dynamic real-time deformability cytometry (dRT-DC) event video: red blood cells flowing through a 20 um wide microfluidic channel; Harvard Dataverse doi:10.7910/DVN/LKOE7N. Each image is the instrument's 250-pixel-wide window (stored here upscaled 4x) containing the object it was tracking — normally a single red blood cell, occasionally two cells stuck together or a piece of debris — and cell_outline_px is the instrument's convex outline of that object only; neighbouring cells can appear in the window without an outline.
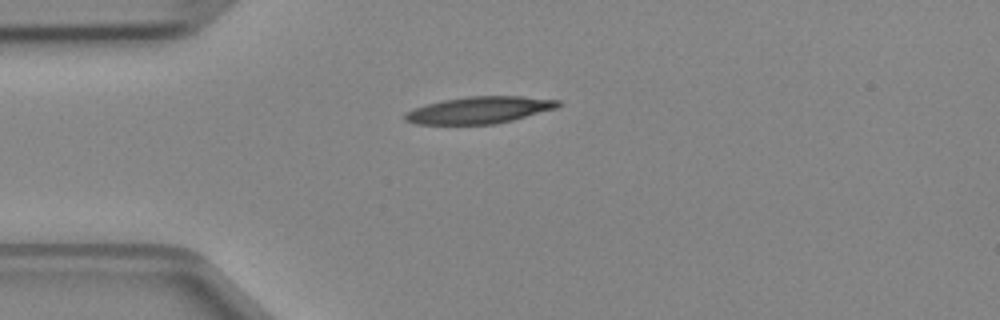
{"species": "Egyptian fruit bat (a non-hibernating species)", "species_latin": "Rousettus aegyptiacus", "temperature_condition": "cold", "stored_images_in_passage": 1, "camera_frame_rate_fps": 3000, "um_per_image_px": 0.085, "animal": {"sex": "female"}, "frame": {"image": 1, "passage_image": 1, "time_ms": 0.0, "image_size_px": [1000, 320], "cell_outline_px": [[564, 104], [556, 108], [512, 120], [496, 124], [416, 124], [404, 120], [404, 112], [428, 104], [444, 100], [468, 96], [520, 96], [560, 100]], "centroid_in_image_um": [40.77, 9.35], "position_along_channel_um": 44.2, "area_um2": 23.87}}